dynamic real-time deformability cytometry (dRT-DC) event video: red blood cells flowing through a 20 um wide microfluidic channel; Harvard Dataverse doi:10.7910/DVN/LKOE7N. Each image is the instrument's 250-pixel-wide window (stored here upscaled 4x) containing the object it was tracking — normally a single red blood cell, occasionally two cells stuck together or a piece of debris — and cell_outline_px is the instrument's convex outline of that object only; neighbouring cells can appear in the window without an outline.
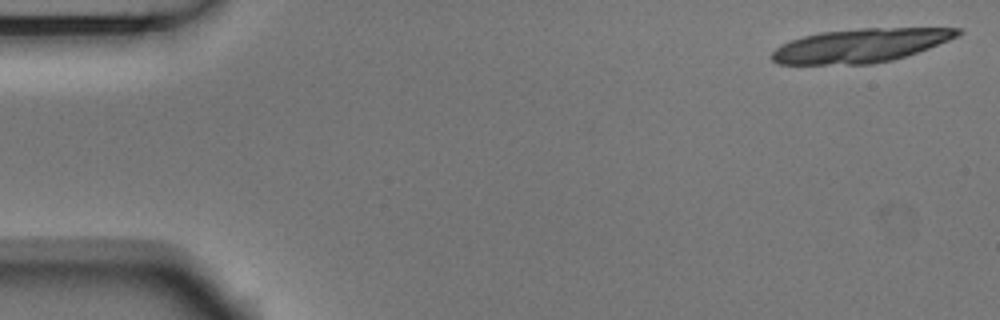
{"species": "Egyptian fruit bat (a non-hibernating species)", "species_latin": "Rousettus aegyptiacus", "temperature_condition": "room temperature", "stored_images_in_passage": 5, "camera_frame_rate_fps": 3000, "um_per_image_px": 0.085, "animal": {"sex": "male"}, "frame": {"image": 1, "passage_image": 1, "time_ms": 0.0, "image_size_px": [1000, 320], "cell_outline_px": [[964, 32], [948, 40], [928, 48], [892, 60], [872, 64], [776, 64], [772, 60], [772, 52], [780, 44], [804, 36], [820, 32], [860, 28], [964, 28]], "centroid_in_image_um": [73.12, 3.86], "position_along_channel_um": 11.9, "area_um2": 36.36}}